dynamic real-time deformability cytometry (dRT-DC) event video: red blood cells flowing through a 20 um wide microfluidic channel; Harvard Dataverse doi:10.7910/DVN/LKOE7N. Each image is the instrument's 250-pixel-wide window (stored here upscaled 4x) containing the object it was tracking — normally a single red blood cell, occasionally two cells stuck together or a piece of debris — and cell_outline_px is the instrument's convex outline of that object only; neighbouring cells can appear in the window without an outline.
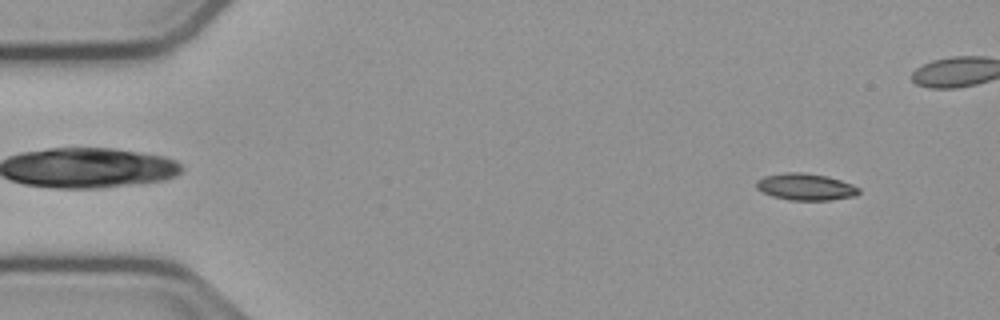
{"species": "common noctule bat (a hibernating species)", "species_latin": "Nyctalus noctula", "temperature_condition": "cold", "stored_images_in_passage": 55, "camera_frame_rate_fps": 3000, "um_per_image_px": 0.085, "animal": {"sex": "male", "body_mass_g": 23.1, "forearm_length_mm": 52.7}, "frame": {"image": 1, "passage_image": 5, "time_ms": 1.333, "image_size_px": [1000, 320], "cell_outline_px": [[860, 192], [856, 196], [828, 200], [788, 200], [772, 196], [756, 188], [756, 180], [764, 176], [788, 172], [804, 172], [828, 176], [852, 184], [860, 188]], "centroid_in_image_um": [68.49, 15.88], "position_along_channel_um": 16.5, "area_um2": 16.07}}
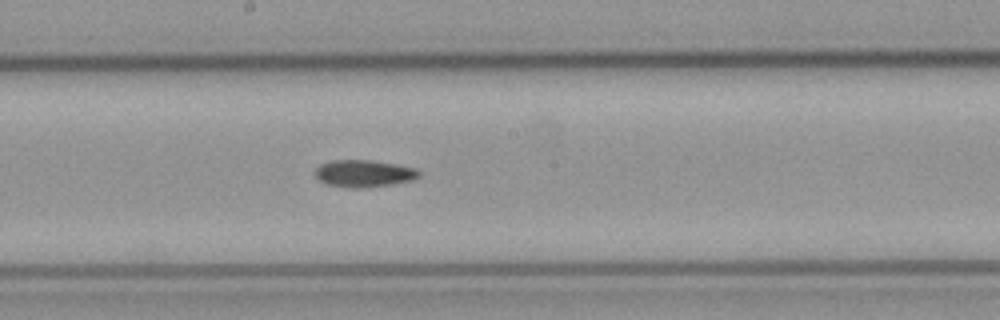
{"frame": {"image": 2, "passage_image": 29, "time_ms": 9.333, "image_size_px": [1000, 320], "cell_outline_px": [[420, 176], [412, 180], [392, 184], [360, 188], [356, 188], [328, 184], [320, 180], [316, 176], [316, 168], [320, 164], [332, 160], [368, 160], [392, 164], [412, 168], [420, 172]], "centroid_in_image_um": [30.91, 14.74], "position_along_channel_um": 217.3, "area_um2": 15.95}}
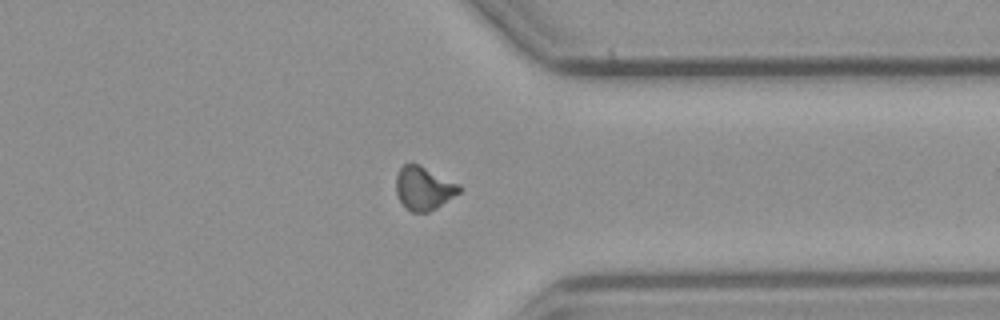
{"frame": {"image": 3, "passage_image": 42, "time_ms": 13.667, "image_size_px": [1000, 320], "cell_outline_px": [[460, 192], [436, 208], [428, 212], [412, 212], [400, 200], [396, 192], [396, 176], [400, 168], [404, 164], [420, 164], [460, 184]], "centroid_in_image_um": [36.02, 15.98], "position_along_channel_um": 375.4, "area_um2": 15.84}}